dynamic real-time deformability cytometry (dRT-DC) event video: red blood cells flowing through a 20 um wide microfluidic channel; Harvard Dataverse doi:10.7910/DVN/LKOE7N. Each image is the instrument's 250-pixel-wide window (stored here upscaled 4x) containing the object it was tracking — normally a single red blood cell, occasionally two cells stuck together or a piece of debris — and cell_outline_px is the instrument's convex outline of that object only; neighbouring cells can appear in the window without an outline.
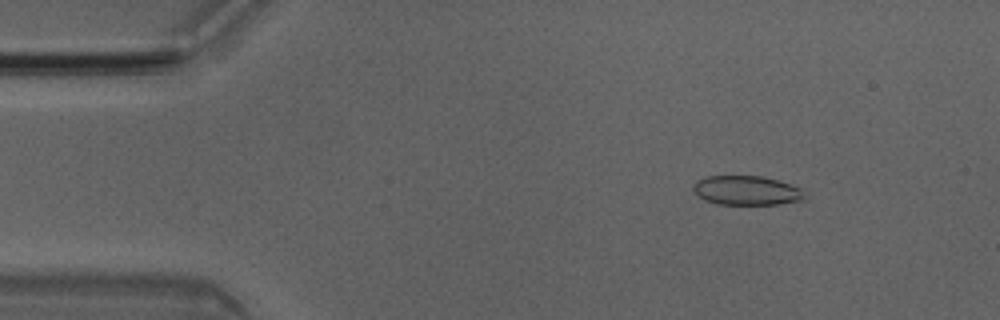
{"species": "Egyptian fruit bat (a non-hibernating species)", "species_latin": "Rousettus aegyptiacus", "temperature_condition": "room temperature", "stored_images_in_passage": 7, "camera_frame_rate_fps": 3000, "um_per_image_px": 0.085, "animal": {"sex": "male"}, "frame": {"image": 1, "passage_image": 2, "time_ms": 0.333, "image_size_px": [1000, 320], "cell_outline_px": [[804, 200], [780, 204], [716, 204], [704, 200], [692, 188], [692, 184], [696, 180], [708, 176], [760, 176], [776, 180], [800, 188]], "centroid_in_image_um": [63.4, 16.19], "position_along_channel_um": 21.6, "area_um2": 18.79}}